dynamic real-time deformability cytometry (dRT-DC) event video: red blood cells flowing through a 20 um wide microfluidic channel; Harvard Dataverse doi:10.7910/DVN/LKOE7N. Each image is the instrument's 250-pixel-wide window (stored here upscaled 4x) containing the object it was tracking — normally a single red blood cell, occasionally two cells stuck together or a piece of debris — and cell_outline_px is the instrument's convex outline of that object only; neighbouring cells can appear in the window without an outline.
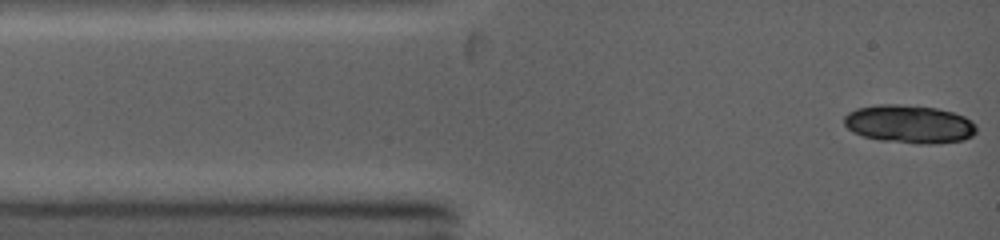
{"species": "common noctule bat (a hibernating species)", "species_latin": "Nyctalus noctula", "temperature_condition": "warm", "stored_images_in_passage": 4, "camera_frame_rate_fps": 5000, "um_per_image_px": 0.085, "animal": {"sex": "female", "body_mass_g": 19.0, "forearm_length_mm": 53.3}, "frame": {"image": 1, "passage_image": 1, "time_ms": 0.0, "image_size_px": [1000, 240], "cell_outline_px": [[976, 132], [972, 136], [964, 140], [936, 144], [916, 144], [880, 140], [864, 136], [852, 132], [844, 124], [844, 116], [848, 112], [856, 108], [880, 104], [896, 104], [936, 108], [952, 112], [964, 116], [972, 120], [976, 124]], "centroid_in_image_um": [77.3, 10.56], "position_along_channel_um": 7.7, "area_um2": 29.65}}